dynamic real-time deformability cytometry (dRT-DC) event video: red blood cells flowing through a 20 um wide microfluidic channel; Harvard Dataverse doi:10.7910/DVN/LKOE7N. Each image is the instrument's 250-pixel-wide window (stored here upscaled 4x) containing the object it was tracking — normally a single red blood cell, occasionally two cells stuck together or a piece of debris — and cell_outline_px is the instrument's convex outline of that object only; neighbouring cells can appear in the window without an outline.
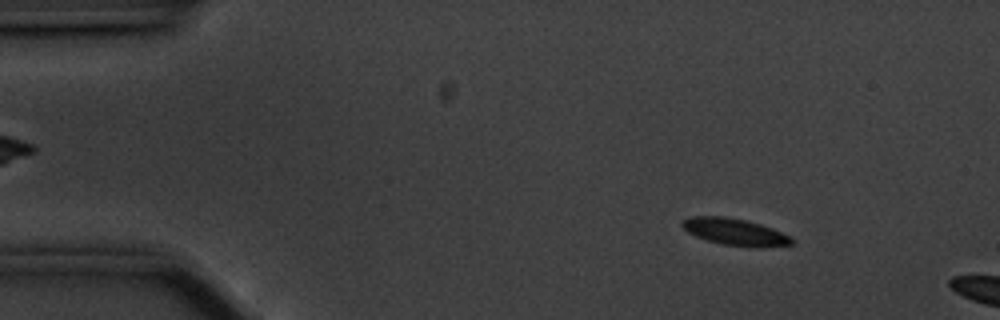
{"species": "common noctule bat (a hibernating species)", "species_latin": "Nyctalus noctula", "temperature_condition": "cold", "stored_images_in_passage": 12, "camera_frame_rate_fps": 3000, "um_per_image_px": 0.085, "animal": {"sex": "male", "body_mass_g": 20.1, "forearm_length_mm": 53.5}, "frame": {"image": 1, "passage_image": 7, "time_ms": 2.0, "image_size_px": [1000, 320], "cell_outline_px": [[796, 240], [792, 244], [764, 248], [752, 248], [724, 244], [708, 240], [696, 236], [688, 232], [680, 224], [684, 220], [692, 216], [724, 216], [744, 220], [760, 224], [772, 228], [792, 236]], "centroid_in_image_um": [62.55, 19.73], "position_along_channel_um": 22.5, "area_um2": 17.22}}